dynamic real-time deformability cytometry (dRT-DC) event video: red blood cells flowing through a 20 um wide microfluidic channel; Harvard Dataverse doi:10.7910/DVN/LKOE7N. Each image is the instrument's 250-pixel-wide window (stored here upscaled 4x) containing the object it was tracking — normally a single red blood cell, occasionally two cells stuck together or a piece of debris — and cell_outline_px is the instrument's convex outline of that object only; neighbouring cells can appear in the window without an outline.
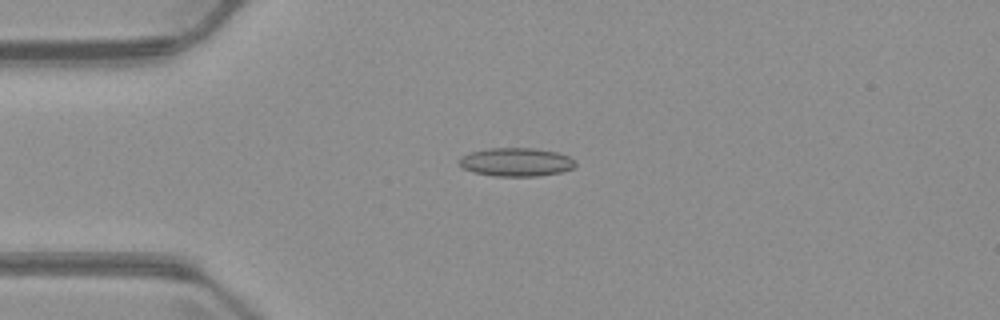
{"species": "common noctule bat (a hibernating species)", "species_latin": "Nyctalus noctula", "temperature_condition": "warm", "stored_images_in_passage": 6, "camera_frame_rate_fps": 3000, "um_per_image_px": 0.085, "animal": {"sex": "male", "body_mass_g": 23.1, "forearm_length_mm": 52.7}, "frame": {"image": 1, "passage_image": 3, "time_ms": 2.667, "image_size_px": [1000, 320], "cell_outline_px": [[576, 164], [572, 168], [560, 172], [536, 176], [496, 176], [472, 172], [464, 168], [456, 160], [460, 156], [468, 152], [488, 148], [532, 148], [556, 152], [568, 156], [576, 160]], "centroid_in_image_um": [43.82, 13.77], "position_along_channel_um": 41.2, "area_um2": 19.36}}
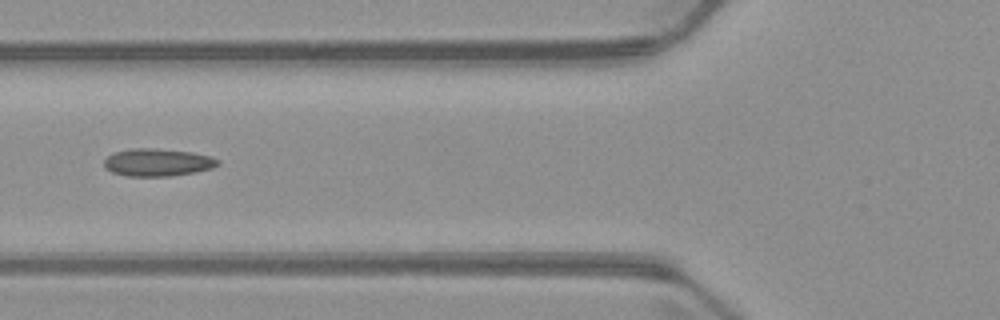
{"frame": {"image": 2, "passage_image": 5, "time_ms": 5.0, "image_size_px": [1000, 320], "cell_outline_px": [[220, 164], [212, 168], [196, 172], [172, 176], [128, 176], [112, 172], [104, 168], [104, 160], [112, 152], [132, 148], [156, 148], [192, 152], [212, 156], [220, 160]], "centroid_in_image_um": [13.41, 13.8], "position_along_channel_um": 112.4, "area_um2": 18.55}}
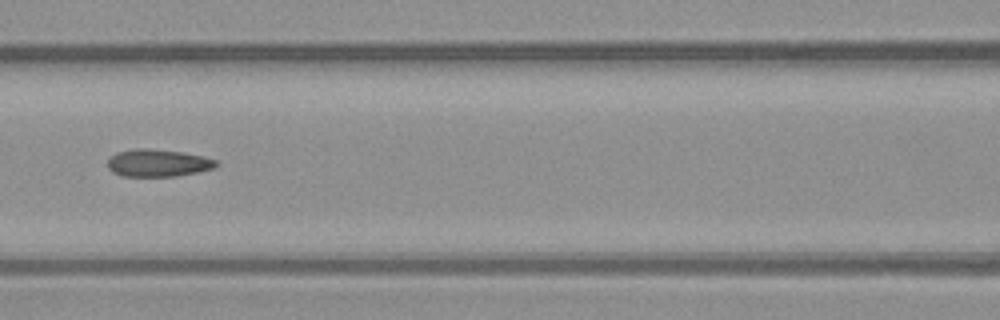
{"frame": {"image": 3, "passage_image": 6, "time_ms": 6.0, "image_size_px": [1000, 320], "cell_outline_px": [[220, 164], [216, 168], [176, 176], [124, 176], [112, 172], [108, 168], [108, 160], [116, 152], [136, 148], [148, 148], [184, 152], [204, 156], [216, 160]], "centroid_in_image_um": [13.46, 13.84], "position_along_channel_um": 153.1, "area_um2": 17.46}}